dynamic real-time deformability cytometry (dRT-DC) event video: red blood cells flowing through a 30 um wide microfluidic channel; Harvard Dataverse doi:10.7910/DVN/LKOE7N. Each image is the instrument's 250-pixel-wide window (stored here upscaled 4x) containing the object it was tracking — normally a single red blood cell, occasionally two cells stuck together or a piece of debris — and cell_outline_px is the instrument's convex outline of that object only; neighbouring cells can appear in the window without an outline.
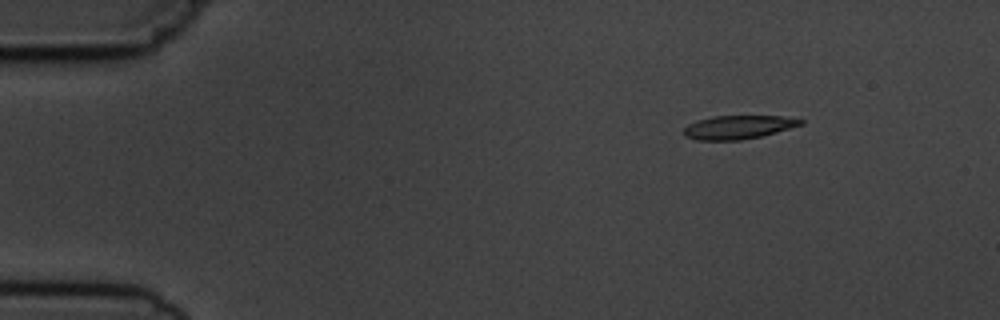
{"species": "common noctule bat (a hibernating species)", "species_latin": "Nyctalus noctula", "temperature_condition": "cold", "stored_images_in_passage": 5, "camera_frame_rate_fps": 3000, "um_per_image_px": 0.085, "animal": {"sex": "male", "body_mass_g": 19.5, "forearm_length_mm": 54.6}, "frame": {"image": 1, "passage_image": 1, "time_ms": 0.0, "image_size_px": [1000, 320], "cell_outline_px": [[804, 124], [776, 132], [760, 136], [740, 140], [696, 140], [684, 136], [684, 128], [688, 124], [696, 120], [712, 116], [780, 116], [804, 120]], "centroid_in_image_um": [62.72, 10.81], "position_along_channel_um": 22.3, "area_um2": 16.01}}
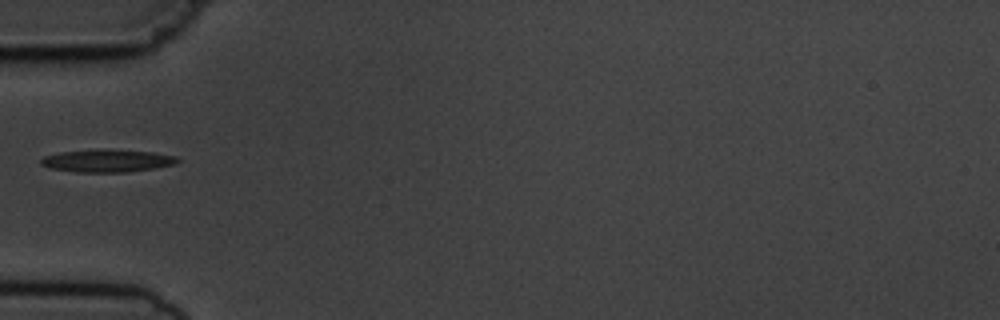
{"frame": {"image": 2, "passage_image": 4, "time_ms": 3.667, "image_size_px": [1000, 320], "cell_outline_px": [[180, 160], [172, 164], [152, 168], [124, 172], [76, 172], [52, 168], [40, 164], [40, 160], [44, 156], [60, 152], [104, 148], [152, 152], [176, 156]], "centroid_in_image_um": [9.07, 13.64], "position_along_channel_um": 75.9, "area_um2": 17.92}}
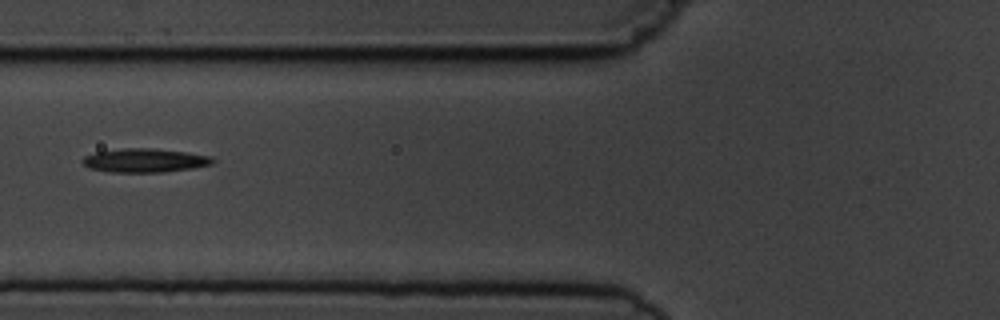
{"frame": {"image": 3, "passage_image": 5, "time_ms": 4.667, "image_size_px": [1000, 320], "cell_outline_px": [[216, 160], [212, 164], [192, 168], [160, 172], [108, 172], [88, 168], [80, 160], [84, 156], [96, 152], [124, 148], [152, 148], [188, 152], [212, 156]], "centroid_in_image_um": [12.3, 13.63], "position_along_channel_um": 113.5, "area_um2": 18.15}}